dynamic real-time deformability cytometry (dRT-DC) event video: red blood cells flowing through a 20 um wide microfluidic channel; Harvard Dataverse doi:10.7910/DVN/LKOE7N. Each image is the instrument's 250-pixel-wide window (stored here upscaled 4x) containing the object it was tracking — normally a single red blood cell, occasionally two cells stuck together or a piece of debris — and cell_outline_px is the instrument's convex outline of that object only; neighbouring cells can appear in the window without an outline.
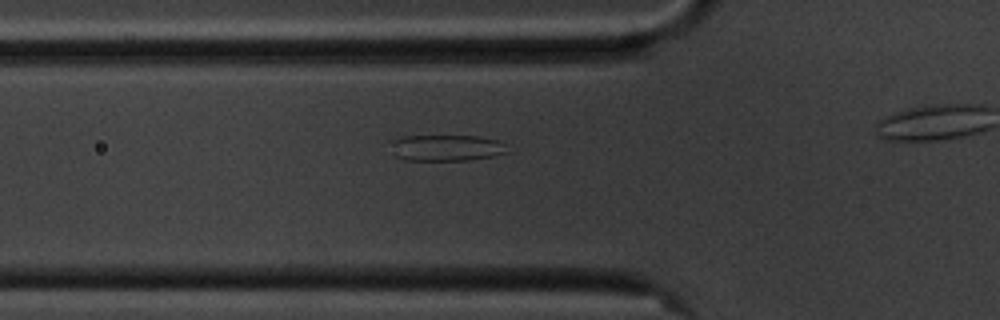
{"species": "common noctule bat (a hibernating species)", "species_latin": "Nyctalus noctula", "temperature_condition": "cold", "stored_images_in_passage": 22, "camera_frame_rate_fps": 3000, "um_per_image_px": 0.085, "animal": {"sex": "male", "body_mass_g": 20.1, "forearm_length_mm": 53.5}, "frame": {"image": 1, "passage_image": 10, "time_ms": 3.0, "image_size_px": [1000, 320], "cell_outline_px": [[512, 152], [492, 156], [468, 160], [404, 160], [388, 156], [388, 140], [404, 136], [480, 136], [500, 140]], "centroid_in_image_um": [37.82, 12.57], "position_along_channel_um": 88.0, "area_um2": 18.67}}
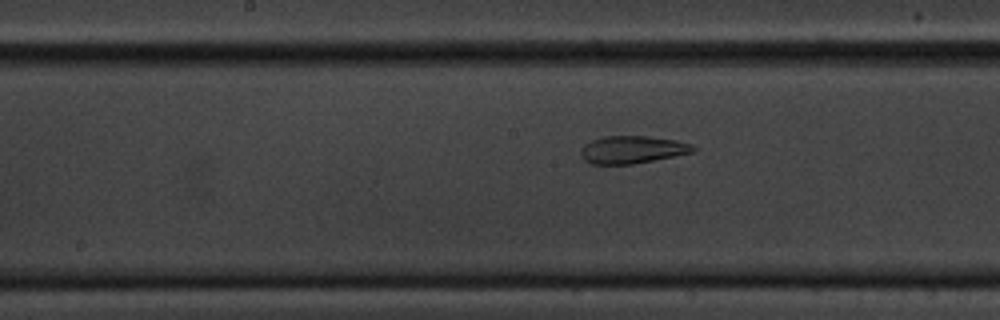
{"frame": {"image": 2, "passage_image": 19, "time_ms": 6.0, "image_size_px": [1000, 320], "cell_outline_px": [[696, 152], [632, 164], [592, 164], [584, 160], [580, 156], [580, 152], [584, 144], [592, 140], [604, 136], [648, 136], [676, 140], [692, 144], [696, 148]], "centroid_in_image_um": [53.75, 12.72], "position_along_channel_um": 194.4, "area_um2": 18.15}}